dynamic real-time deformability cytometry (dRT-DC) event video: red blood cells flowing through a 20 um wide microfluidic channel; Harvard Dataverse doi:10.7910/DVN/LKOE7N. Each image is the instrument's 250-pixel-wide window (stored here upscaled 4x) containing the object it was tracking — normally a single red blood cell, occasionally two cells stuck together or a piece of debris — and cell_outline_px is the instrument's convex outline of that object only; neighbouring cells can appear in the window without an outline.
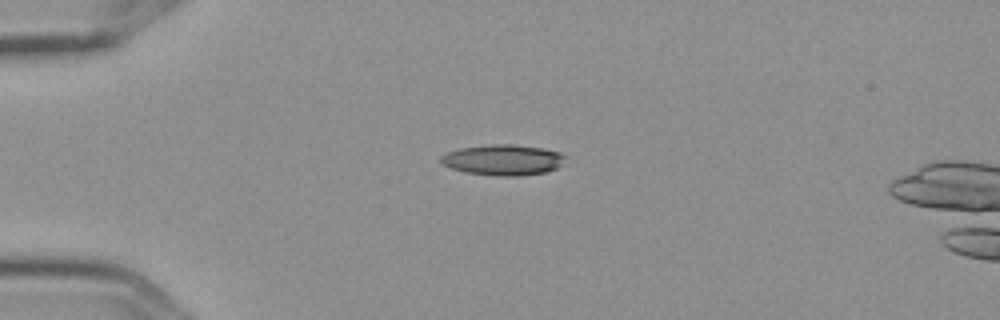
{"species": "Egyptian fruit bat (a non-hibernating species)", "species_latin": "Rousettus aegyptiacus", "temperature_condition": "cold", "stored_images_in_passage": 3, "camera_frame_rate_fps": 3000, "um_per_image_px": 0.085, "frame": {"image": 1, "passage_image": 1, "time_ms": 0.0, "image_size_px": [1000, 320], "cell_outline_px": [[568, 156], [556, 168], [544, 172], [520, 176], [500, 176], [464, 172], [440, 164], [440, 156], [448, 152], [460, 148], [492, 144], [516, 144], [544, 148], [560, 152]], "centroid_in_image_um": [42.76, 13.58], "position_along_channel_um": 42.2, "area_um2": 22.37}}
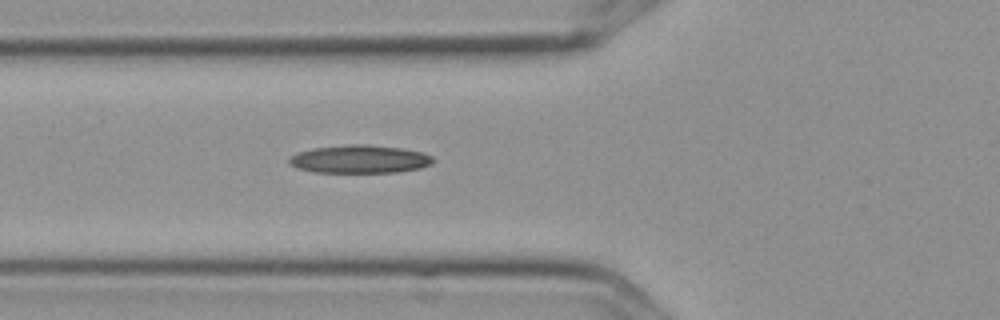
{"frame": {"image": 2, "passage_image": 3, "time_ms": 0.667, "image_size_px": [1000, 320], "cell_outline_px": [[436, 160], [432, 164], [420, 168], [396, 172], [316, 172], [296, 168], [288, 164], [288, 160], [292, 156], [300, 152], [312, 148], [348, 144], [368, 144], [404, 148], [424, 152], [432, 156]], "centroid_in_image_um": [30.62, 13.52], "position_along_channel_um": 95.2, "area_um2": 23.76}}